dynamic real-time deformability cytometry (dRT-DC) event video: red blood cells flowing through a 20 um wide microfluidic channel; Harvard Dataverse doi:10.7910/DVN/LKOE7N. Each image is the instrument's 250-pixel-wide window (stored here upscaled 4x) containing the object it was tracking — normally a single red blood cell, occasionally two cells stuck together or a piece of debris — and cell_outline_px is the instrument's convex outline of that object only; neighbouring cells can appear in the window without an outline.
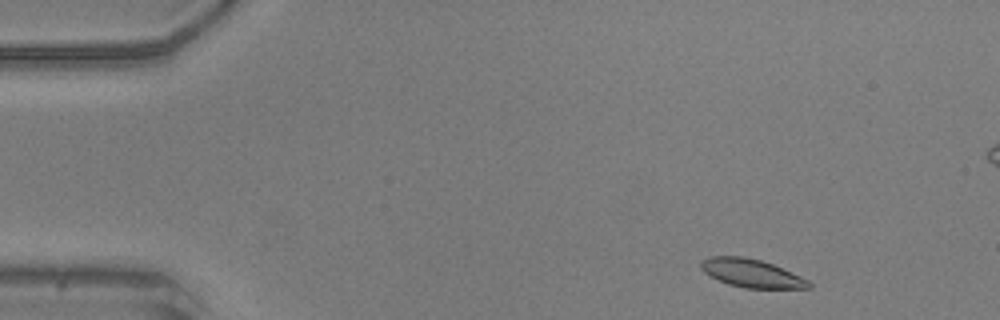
{"species": "common noctule bat (a hibernating species)", "species_latin": "Nyctalus noctula", "temperature_condition": "warm", "stored_images_in_passage": 48, "segment_of_instrument_passage": [1, 2], "camera_frame_rate_fps": 3000, "um_per_image_px": 0.085, "animal": {"sex": "male", "body_mass_g": 20.5, "forearm_length_mm": 52.5}, "frame": {"image": 1, "passage_image": 2, "time_ms": 0.333, "image_size_px": [1000, 320], "cell_outline_px": [[812, 288], [744, 288], [728, 284], [704, 272], [700, 268], [700, 260], [708, 256], [744, 256], [760, 260], [772, 264], [800, 276], [808, 280], [812, 284]], "centroid_in_image_um": [63.85, 23.21], "position_along_channel_um": 21.1, "area_um2": 17.69}}
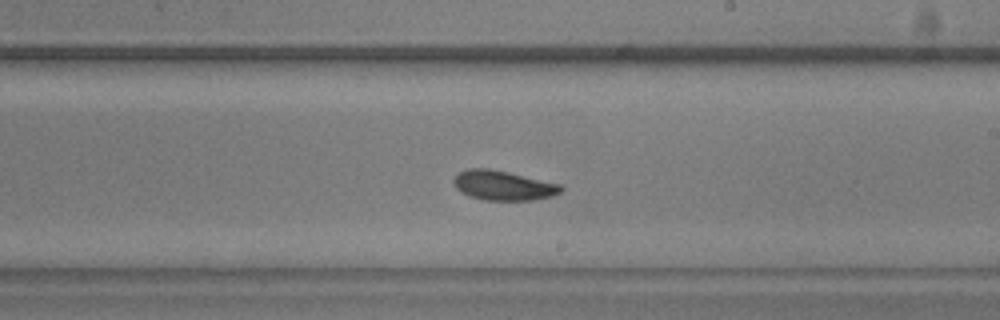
{"frame": {"image": 2, "passage_image": 26, "time_ms": 8.333, "image_size_px": [1000, 320], "cell_outline_px": [[564, 188], [560, 192], [552, 196], [532, 200], [484, 200], [468, 196], [460, 192], [456, 188], [452, 180], [460, 172], [468, 168], [488, 168], [508, 172], [560, 184]], "centroid_in_image_um": [42.75, 15.77], "position_along_channel_um": 246.3, "area_um2": 18.5}}
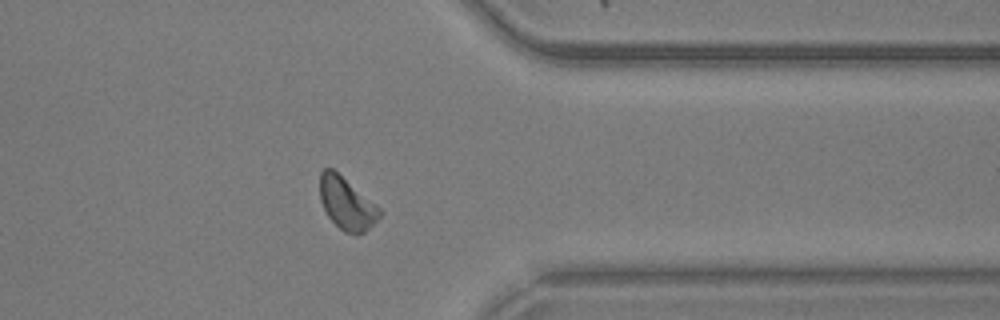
{"frame": {"image": 3, "passage_image": 37, "time_ms": 12.0, "image_size_px": [1000, 320], "cell_outline_px": [[380, 216], [364, 232], [356, 236], [344, 232], [328, 216], [320, 200], [320, 172], [324, 168], [332, 168], [380, 208]], "centroid_in_image_um": [29.44, 17.31], "position_along_channel_um": 382.0, "area_um2": 17.8}}